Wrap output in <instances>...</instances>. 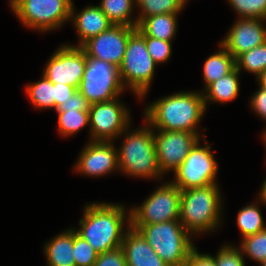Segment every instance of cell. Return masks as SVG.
<instances>
[{"label": "cell", "mask_w": 266, "mask_h": 266, "mask_svg": "<svg viewBox=\"0 0 266 266\" xmlns=\"http://www.w3.org/2000/svg\"><path fill=\"white\" fill-rule=\"evenodd\" d=\"M206 111L203 93L179 92L152 102L145 108L146 122L155 130L197 133Z\"/></svg>", "instance_id": "6da1fadb"}, {"label": "cell", "mask_w": 266, "mask_h": 266, "mask_svg": "<svg viewBox=\"0 0 266 266\" xmlns=\"http://www.w3.org/2000/svg\"><path fill=\"white\" fill-rule=\"evenodd\" d=\"M181 190L171 181L158 187L139 207L130 209V226L179 220Z\"/></svg>", "instance_id": "ba28073f"}, {"label": "cell", "mask_w": 266, "mask_h": 266, "mask_svg": "<svg viewBox=\"0 0 266 266\" xmlns=\"http://www.w3.org/2000/svg\"><path fill=\"white\" fill-rule=\"evenodd\" d=\"M177 15L168 13L152 15L146 17L137 28L144 36L172 41L177 31Z\"/></svg>", "instance_id": "ffe728a7"}, {"label": "cell", "mask_w": 266, "mask_h": 266, "mask_svg": "<svg viewBox=\"0 0 266 266\" xmlns=\"http://www.w3.org/2000/svg\"><path fill=\"white\" fill-rule=\"evenodd\" d=\"M237 224L243 238L266 228L257 204L242 208L237 215Z\"/></svg>", "instance_id": "4316f807"}, {"label": "cell", "mask_w": 266, "mask_h": 266, "mask_svg": "<svg viewBox=\"0 0 266 266\" xmlns=\"http://www.w3.org/2000/svg\"><path fill=\"white\" fill-rule=\"evenodd\" d=\"M240 18L266 20V0H228Z\"/></svg>", "instance_id": "4dcf8cb0"}, {"label": "cell", "mask_w": 266, "mask_h": 266, "mask_svg": "<svg viewBox=\"0 0 266 266\" xmlns=\"http://www.w3.org/2000/svg\"><path fill=\"white\" fill-rule=\"evenodd\" d=\"M263 136H264V137H263V138H264V139H263V140H264V143L266 144V130H264V132H263Z\"/></svg>", "instance_id": "7bdbcfd3"}, {"label": "cell", "mask_w": 266, "mask_h": 266, "mask_svg": "<svg viewBox=\"0 0 266 266\" xmlns=\"http://www.w3.org/2000/svg\"><path fill=\"white\" fill-rule=\"evenodd\" d=\"M87 176H103L119 170L118 150L113 142L90 141L82 150L74 167Z\"/></svg>", "instance_id": "9a60e30c"}, {"label": "cell", "mask_w": 266, "mask_h": 266, "mask_svg": "<svg viewBox=\"0 0 266 266\" xmlns=\"http://www.w3.org/2000/svg\"><path fill=\"white\" fill-rule=\"evenodd\" d=\"M217 184L181 190L179 221L189 234L213 231L222 216Z\"/></svg>", "instance_id": "3957f363"}, {"label": "cell", "mask_w": 266, "mask_h": 266, "mask_svg": "<svg viewBox=\"0 0 266 266\" xmlns=\"http://www.w3.org/2000/svg\"><path fill=\"white\" fill-rule=\"evenodd\" d=\"M137 29L124 25H112L106 31L91 37L80 47L87 57L97 58L120 67L125 56L129 36Z\"/></svg>", "instance_id": "5bb4252c"}, {"label": "cell", "mask_w": 266, "mask_h": 266, "mask_svg": "<svg viewBox=\"0 0 266 266\" xmlns=\"http://www.w3.org/2000/svg\"><path fill=\"white\" fill-rule=\"evenodd\" d=\"M240 71L235 68L228 75L210 83L203 93L205 106L208 101L225 103L236 99L239 93V77ZM206 92V94H204Z\"/></svg>", "instance_id": "44dd1931"}, {"label": "cell", "mask_w": 266, "mask_h": 266, "mask_svg": "<svg viewBox=\"0 0 266 266\" xmlns=\"http://www.w3.org/2000/svg\"><path fill=\"white\" fill-rule=\"evenodd\" d=\"M236 68L240 72L244 69L258 77L266 70V42L239 55L236 58Z\"/></svg>", "instance_id": "484cf974"}, {"label": "cell", "mask_w": 266, "mask_h": 266, "mask_svg": "<svg viewBox=\"0 0 266 266\" xmlns=\"http://www.w3.org/2000/svg\"><path fill=\"white\" fill-rule=\"evenodd\" d=\"M186 1H188V0H179V2L183 5V7H184L185 4L187 3Z\"/></svg>", "instance_id": "b9f144b4"}, {"label": "cell", "mask_w": 266, "mask_h": 266, "mask_svg": "<svg viewBox=\"0 0 266 266\" xmlns=\"http://www.w3.org/2000/svg\"><path fill=\"white\" fill-rule=\"evenodd\" d=\"M185 266H216L214 257L209 254H200L196 248H194L185 263Z\"/></svg>", "instance_id": "d590c367"}, {"label": "cell", "mask_w": 266, "mask_h": 266, "mask_svg": "<svg viewBox=\"0 0 266 266\" xmlns=\"http://www.w3.org/2000/svg\"><path fill=\"white\" fill-rule=\"evenodd\" d=\"M93 266H127L122 247L98 254Z\"/></svg>", "instance_id": "836d02e7"}, {"label": "cell", "mask_w": 266, "mask_h": 266, "mask_svg": "<svg viewBox=\"0 0 266 266\" xmlns=\"http://www.w3.org/2000/svg\"><path fill=\"white\" fill-rule=\"evenodd\" d=\"M87 64L80 46L63 45L48 60L43 74L53 84H67L78 89Z\"/></svg>", "instance_id": "7c38bea8"}, {"label": "cell", "mask_w": 266, "mask_h": 266, "mask_svg": "<svg viewBox=\"0 0 266 266\" xmlns=\"http://www.w3.org/2000/svg\"><path fill=\"white\" fill-rule=\"evenodd\" d=\"M169 266H185L190 252L195 248L190 234L179 220L143 226H131Z\"/></svg>", "instance_id": "5b68a950"}, {"label": "cell", "mask_w": 266, "mask_h": 266, "mask_svg": "<svg viewBox=\"0 0 266 266\" xmlns=\"http://www.w3.org/2000/svg\"><path fill=\"white\" fill-rule=\"evenodd\" d=\"M261 188L262 189H261V191L259 193V195H260L259 198H260V201L262 203L266 204V179H265L264 184H263V186Z\"/></svg>", "instance_id": "ab89813d"}, {"label": "cell", "mask_w": 266, "mask_h": 266, "mask_svg": "<svg viewBox=\"0 0 266 266\" xmlns=\"http://www.w3.org/2000/svg\"><path fill=\"white\" fill-rule=\"evenodd\" d=\"M26 93L34 107L55 109L54 84L44 74H42V78L38 82L27 85Z\"/></svg>", "instance_id": "cb8c5ba5"}, {"label": "cell", "mask_w": 266, "mask_h": 266, "mask_svg": "<svg viewBox=\"0 0 266 266\" xmlns=\"http://www.w3.org/2000/svg\"><path fill=\"white\" fill-rule=\"evenodd\" d=\"M19 0H10V6L12 7Z\"/></svg>", "instance_id": "60d3db41"}, {"label": "cell", "mask_w": 266, "mask_h": 266, "mask_svg": "<svg viewBox=\"0 0 266 266\" xmlns=\"http://www.w3.org/2000/svg\"><path fill=\"white\" fill-rule=\"evenodd\" d=\"M156 63L147 51L144 35L138 28L129 36L125 56L119 67L122 86L144 98L154 75Z\"/></svg>", "instance_id": "8992f818"}, {"label": "cell", "mask_w": 266, "mask_h": 266, "mask_svg": "<svg viewBox=\"0 0 266 266\" xmlns=\"http://www.w3.org/2000/svg\"><path fill=\"white\" fill-rule=\"evenodd\" d=\"M259 87L266 90V70H264L258 77Z\"/></svg>", "instance_id": "f35d334b"}, {"label": "cell", "mask_w": 266, "mask_h": 266, "mask_svg": "<svg viewBox=\"0 0 266 266\" xmlns=\"http://www.w3.org/2000/svg\"><path fill=\"white\" fill-rule=\"evenodd\" d=\"M90 105L91 104L88 102V100L77 89L66 102H64L56 109V111H89Z\"/></svg>", "instance_id": "e575fe53"}, {"label": "cell", "mask_w": 266, "mask_h": 266, "mask_svg": "<svg viewBox=\"0 0 266 266\" xmlns=\"http://www.w3.org/2000/svg\"><path fill=\"white\" fill-rule=\"evenodd\" d=\"M73 251L75 266H93L97 260L98 253L86 240L79 236L74 229Z\"/></svg>", "instance_id": "f546056e"}, {"label": "cell", "mask_w": 266, "mask_h": 266, "mask_svg": "<svg viewBox=\"0 0 266 266\" xmlns=\"http://www.w3.org/2000/svg\"><path fill=\"white\" fill-rule=\"evenodd\" d=\"M128 109L116 98L107 102L94 103L89 108L91 141L112 142L123 135L129 127Z\"/></svg>", "instance_id": "8fae6325"}, {"label": "cell", "mask_w": 266, "mask_h": 266, "mask_svg": "<svg viewBox=\"0 0 266 266\" xmlns=\"http://www.w3.org/2000/svg\"><path fill=\"white\" fill-rule=\"evenodd\" d=\"M216 266H245V261L241 249L234 246H223L216 257Z\"/></svg>", "instance_id": "d6a6232c"}, {"label": "cell", "mask_w": 266, "mask_h": 266, "mask_svg": "<svg viewBox=\"0 0 266 266\" xmlns=\"http://www.w3.org/2000/svg\"><path fill=\"white\" fill-rule=\"evenodd\" d=\"M58 113V130L63 136L78 133L80 129L89 126V111L68 110Z\"/></svg>", "instance_id": "83f0119b"}, {"label": "cell", "mask_w": 266, "mask_h": 266, "mask_svg": "<svg viewBox=\"0 0 266 266\" xmlns=\"http://www.w3.org/2000/svg\"><path fill=\"white\" fill-rule=\"evenodd\" d=\"M156 130L158 133L154 132V140L162 174L171 170L175 171L201 138L199 133Z\"/></svg>", "instance_id": "4fadbf2b"}, {"label": "cell", "mask_w": 266, "mask_h": 266, "mask_svg": "<svg viewBox=\"0 0 266 266\" xmlns=\"http://www.w3.org/2000/svg\"><path fill=\"white\" fill-rule=\"evenodd\" d=\"M136 5L141 9L136 18L138 25L146 17L163 13L179 14L184 8L179 0H136Z\"/></svg>", "instance_id": "d4e9b609"}, {"label": "cell", "mask_w": 266, "mask_h": 266, "mask_svg": "<svg viewBox=\"0 0 266 266\" xmlns=\"http://www.w3.org/2000/svg\"><path fill=\"white\" fill-rule=\"evenodd\" d=\"M147 51L154 62L165 63L171 57V41L144 36Z\"/></svg>", "instance_id": "1f68e13d"}, {"label": "cell", "mask_w": 266, "mask_h": 266, "mask_svg": "<svg viewBox=\"0 0 266 266\" xmlns=\"http://www.w3.org/2000/svg\"><path fill=\"white\" fill-rule=\"evenodd\" d=\"M220 48V51L209 56L204 63L203 78L205 88L236 68V59L221 44Z\"/></svg>", "instance_id": "7402d4cb"}, {"label": "cell", "mask_w": 266, "mask_h": 266, "mask_svg": "<svg viewBox=\"0 0 266 266\" xmlns=\"http://www.w3.org/2000/svg\"><path fill=\"white\" fill-rule=\"evenodd\" d=\"M126 213L122 204H87L79 221L80 229L75 231L101 254L121 246Z\"/></svg>", "instance_id": "7a4b0ae2"}, {"label": "cell", "mask_w": 266, "mask_h": 266, "mask_svg": "<svg viewBox=\"0 0 266 266\" xmlns=\"http://www.w3.org/2000/svg\"><path fill=\"white\" fill-rule=\"evenodd\" d=\"M47 266H75L73 251V229L57 235L44 245Z\"/></svg>", "instance_id": "d6986e66"}, {"label": "cell", "mask_w": 266, "mask_h": 266, "mask_svg": "<svg viewBox=\"0 0 266 266\" xmlns=\"http://www.w3.org/2000/svg\"><path fill=\"white\" fill-rule=\"evenodd\" d=\"M148 127L128 133L118 150L119 169L129 176L144 178H160L162 172L158 164L154 131ZM153 130V131H152Z\"/></svg>", "instance_id": "277c9868"}, {"label": "cell", "mask_w": 266, "mask_h": 266, "mask_svg": "<svg viewBox=\"0 0 266 266\" xmlns=\"http://www.w3.org/2000/svg\"><path fill=\"white\" fill-rule=\"evenodd\" d=\"M265 19L238 18L227 36L219 43L235 59L242 53L266 42Z\"/></svg>", "instance_id": "2e32d148"}, {"label": "cell", "mask_w": 266, "mask_h": 266, "mask_svg": "<svg viewBox=\"0 0 266 266\" xmlns=\"http://www.w3.org/2000/svg\"><path fill=\"white\" fill-rule=\"evenodd\" d=\"M74 5H71L70 20L76 27L77 34L80 41L78 46H81L91 37L97 36L100 33L106 31L113 24L109 21L108 17L102 12L98 6H87L85 9L77 14H74ZM75 15V16H74Z\"/></svg>", "instance_id": "ac0fdd59"}, {"label": "cell", "mask_w": 266, "mask_h": 266, "mask_svg": "<svg viewBox=\"0 0 266 266\" xmlns=\"http://www.w3.org/2000/svg\"><path fill=\"white\" fill-rule=\"evenodd\" d=\"M241 251L251 259L266 266V228L242 238Z\"/></svg>", "instance_id": "f1b7e54d"}, {"label": "cell", "mask_w": 266, "mask_h": 266, "mask_svg": "<svg viewBox=\"0 0 266 266\" xmlns=\"http://www.w3.org/2000/svg\"><path fill=\"white\" fill-rule=\"evenodd\" d=\"M72 0H19L11 9L28 28L55 30L71 16Z\"/></svg>", "instance_id": "9c48e42d"}, {"label": "cell", "mask_w": 266, "mask_h": 266, "mask_svg": "<svg viewBox=\"0 0 266 266\" xmlns=\"http://www.w3.org/2000/svg\"><path fill=\"white\" fill-rule=\"evenodd\" d=\"M251 108L266 121V90L259 88L251 97Z\"/></svg>", "instance_id": "74e56055"}, {"label": "cell", "mask_w": 266, "mask_h": 266, "mask_svg": "<svg viewBox=\"0 0 266 266\" xmlns=\"http://www.w3.org/2000/svg\"><path fill=\"white\" fill-rule=\"evenodd\" d=\"M119 68L103 60L87 57L78 91L90 104L107 102L123 93Z\"/></svg>", "instance_id": "52a82bcc"}, {"label": "cell", "mask_w": 266, "mask_h": 266, "mask_svg": "<svg viewBox=\"0 0 266 266\" xmlns=\"http://www.w3.org/2000/svg\"><path fill=\"white\" fill-rule=\"evenodd\" d=\"M211 146H200L198 141L180 166L174 171L172 181L180 190L216 184L218 164L211 152Z\"/></svg>", "instance_id": "30bf717a"}, {"label": "cell", "mask_w": 266, "mask_h": 266, "mask_svg": "<svg viewBox=\"0 0 266 266\" xmlns=\"http://www.w3.org/2000/svg\"><path fill=\"white\" fill-rule=\"evenodd\" d=\"M136 0H102L99 7L113 25L138 27L137 19H131Z\"/></svg>", "instance_id": "603a6c76"}, {"label": "cell", "mask_w": 266, "mask_h": 266, "mask_svg": "<svg viewBox=\"0 0 266 266\" xmlns=\"http://www.w3.org/2000/svg\"><path fill=\"white\" fill-rule=\"evenodd\" d=\"M128 213L127 230L121 244L124 251L127 266H169L167 265L142 237V235L130 226V210Z\"/></svg>", "instance_id": "e0dca14e"}, {"label": "cell", "mask_w": 266, "mask_h": 266, "mask_svg": "<svg viewBox=\"0 0 266 266\" xmlns=\"http://www.w3.org/2000/svg\"><path fill=\"white\" fill-rule=\"evenodd\" d=\"M76 90V87L67 84H54L55 110L64 102H66L68 98L71 97L73 93H75Z\"/></svg>", "instance_id": "8d00e7d4"}]
</instances>
